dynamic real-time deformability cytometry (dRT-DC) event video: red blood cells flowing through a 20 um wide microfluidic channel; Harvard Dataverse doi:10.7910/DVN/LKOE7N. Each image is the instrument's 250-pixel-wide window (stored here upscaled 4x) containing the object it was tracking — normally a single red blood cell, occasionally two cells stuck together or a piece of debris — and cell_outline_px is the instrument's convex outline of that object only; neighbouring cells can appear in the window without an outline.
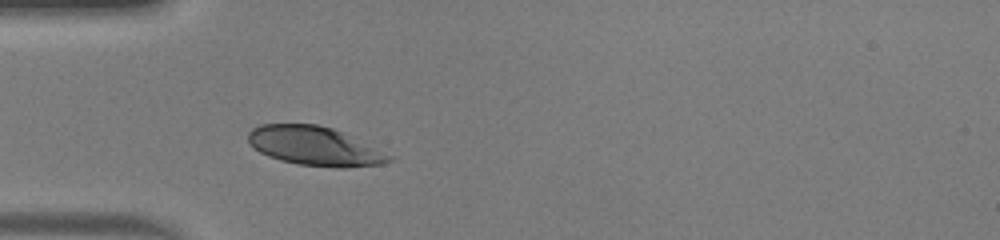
{"species": "human", "species_latin": "Homo sapiens", "temperature_condition": "warm", "stored_images_in_passage": 29, "camera_frame_rate_fps": 3000, "um_per_image_px": 0.085, "donor": {"sex": "male"}, "frame": {"image": 1, "passage_image": 1, "time_ms": 0.0, "image_size_px": [1000, 240], "cell_outline_px": [[396, 156], [392, 160], [384, 164], [348, 168], [336, 168], [300, 164], [280, 160], [268, 156], [260, 152], [248, 140], [248, 132], [252, 128], [260, 124], [316, 124], [332, 128], [344, 132]], "centroid_in_image_um": [26.83, 12.42], "position_along_channel_um": 58.2, "area_um2": 32.37}}
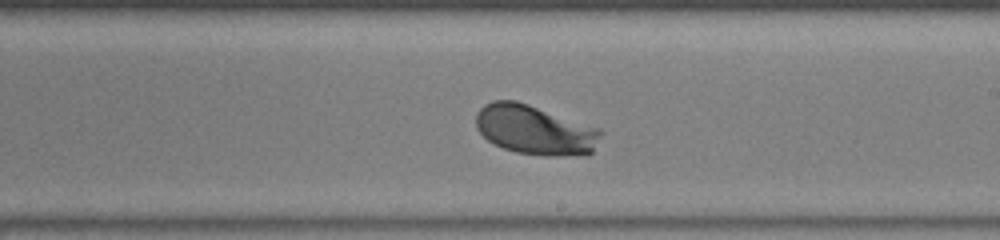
{"frame": {"image": 2, "passage_image": 15, "time_ms": 4.667, "image_size_px": [1000, 240], "cell_outline_px": [[600, 132], [592, 152], [584, 156], [548, 156], [516, 152], [492, 144], [476, 128], [476, 112], [484, 104], [492, 100], [516, 100], [600, 128]], "centroid_in_image_um": [45.43, 11.04], "position_along_channel_um": 243.6, "area_um2": 36.01}}
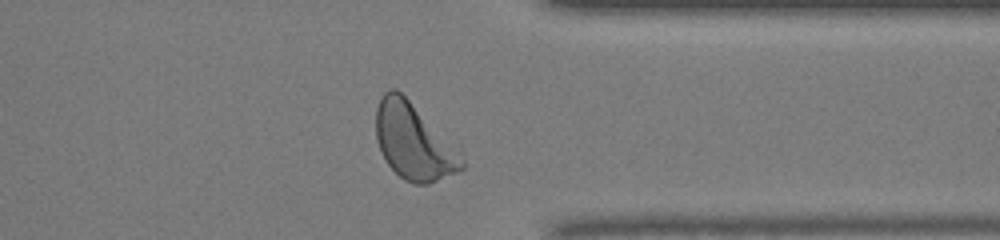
{"frame": {"image": 3, "passage_image": 25, "time_ms": 8.0, "image_size_px": [1000, 240], "cell_outline_px": [[464, 168], [456, 172], [428, 184], [412, 184], [404, 180], [384, 160], [376, 140], [376, 108], [380, 96], [388, 88], [396, 88], [408, 100], [464, 160]], "centroid_in_image_um": [35.06, 12.06], "position_along_channel_um": 376.3, "area_um2": 36.76}, "authors_computed_cell_mechanics": {"area_um2": 34.7956, "velocity_mm_per_s": 4.1042, "shape_relaxation_time_tau1_ms": 0.7682, "shape_relaxation_time_tau2_ms": null, "deformation_change_tau1": 0.1108, "deformation_change_tau2": null}}